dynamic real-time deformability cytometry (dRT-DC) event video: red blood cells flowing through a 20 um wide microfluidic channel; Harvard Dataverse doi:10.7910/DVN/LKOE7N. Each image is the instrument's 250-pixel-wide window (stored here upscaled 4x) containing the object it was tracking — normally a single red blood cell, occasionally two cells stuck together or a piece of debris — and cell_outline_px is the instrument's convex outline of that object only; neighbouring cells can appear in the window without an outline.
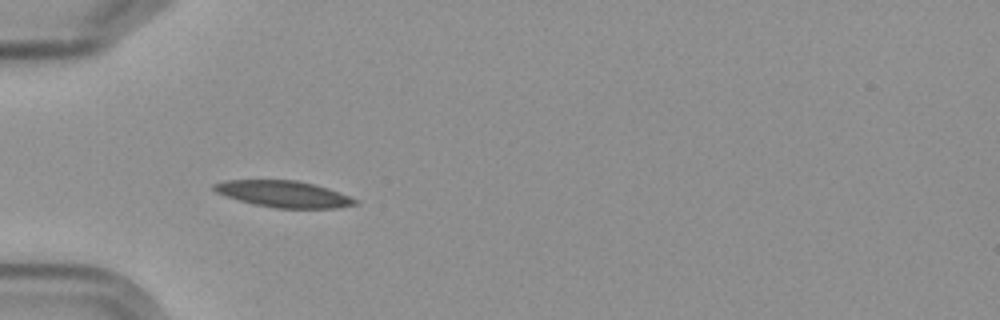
{"species": "Egyptian fruit bat (a non-hibernating species)", "species_latin": "Rousettus aegyptiacus", "temperature_condition": "cold", "stored_images_in_passage": 3, "camera_frame_rate_fps": 3000, "um_per_image_px": 0.085, "frame": {"image": 1, "passage_image": 1, "time_ms": 0.0, "image_size_px": [1000, 320], "cell_outline_px": [[360, 204], [336, 208], [276, 208], [256, 204], [240, 200], [216, 192], [212, 188], [212, 184], [228, 180], [296, 180], [328, 188], [348, 196], [356, 200]], "centroid_in_image_um": [24.12, 16.49], "position_along_channel_um": 60.9, "area_um2": 21.44}}
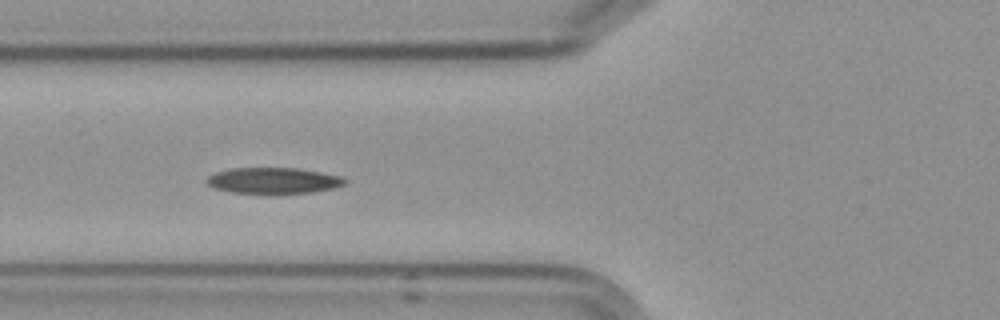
{"frame": {"image": 2, "passage_image": 2, "time_ms": 1.333, "image_size_px": [1000, 320], "cell_outline_px": [[348, 180], [344, 184], [332, 188], [312, 192], [276, 196], [268, 196], [232, 192], [212, 188], [208, 184], [208, 176], [216, 172], [232, 168], [296, 168], [344, 176]], "centroid_in_image_um": [23.25, 15.39], "position_along_channel_um": 102.5, "area_um2": 21.73}}
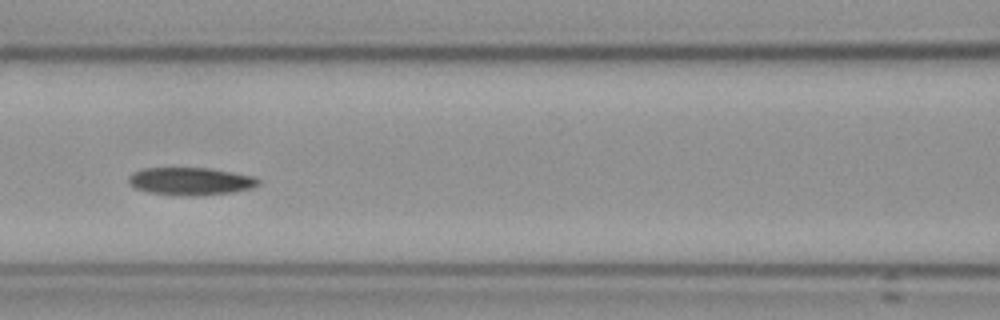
{"frame": {"image": 3, "passage_image": 3, "time_ms": 2.667, "image_size_px": [1000, 320], "cell_outline_px": [[260, 184], [252, 188], [236, 192], [204, 196], [180, 196], [148, 192], [132, 188], [128, 184], [128, 176], [132, 172], [144, 168], [208, 168], [256, 176], [260, 180]], "centroid_in_image_um": [16.2, 15.42], "position_along_channel_um": 150.4, "area_um2": 21.5}}